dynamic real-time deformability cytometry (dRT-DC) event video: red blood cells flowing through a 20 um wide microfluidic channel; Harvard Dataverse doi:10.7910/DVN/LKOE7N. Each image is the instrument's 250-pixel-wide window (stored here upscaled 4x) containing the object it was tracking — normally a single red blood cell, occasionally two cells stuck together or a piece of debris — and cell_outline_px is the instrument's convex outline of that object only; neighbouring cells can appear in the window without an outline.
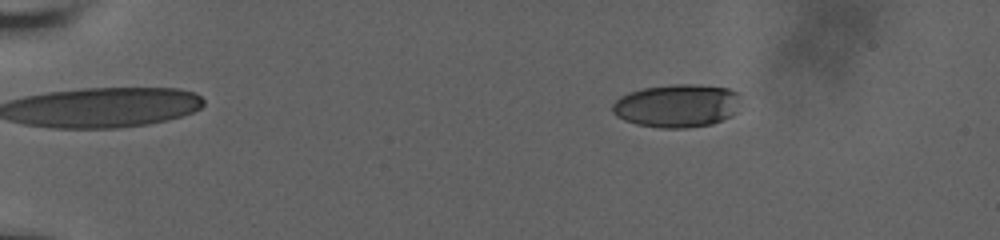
{"species": "human", "species_latin": "Homo sapiens", "temperature_condition": "room temperature", "stored_images_in_passage": 59, "camera_frame_rate_fps": 3000, "um_per_image_px": 0.085, "donor": {"sex": "male"}, "frame": {"image": 1, "passage_image": 12, "time_ms": 3.667, "image_size_px": [1000, 240], "cell_outline_px": [[740, 96], [736, 112], [732, 116], [712, 124], [684, 128], [660, 128], [636, 124], [624, 120], [616, 116], [612, 112], [612, 104], [620, 96], [628, 92], [644, 88], [672, 84], [696, 84], [728, 88], [740, 92]], "centroid_in_image_um": [57.55, 8.98], "position_along_channel_um": 27.5, "area_um2": 32.6}}
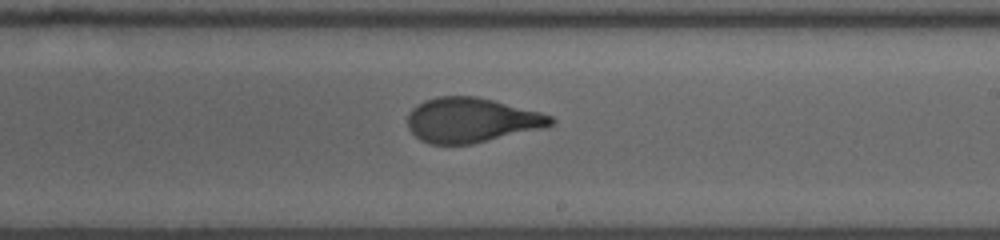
{"frame": {"image": 2, "passage_image": 38, "time_ms": 12.333, "image_size_px": [1000, 240], "cell_outline_px": [[556, 120], [552, 124], [544, 128], [472, 144], [428, 144], [420, 140], [408, 128], [408, 112], [416, 104], [424, 100], [436, 96], [476, 96], [540, 112], [552, 116]], "centroid_in_image_um": [40.04, 10.21], "position_along_channel_um": 249.0, "area_um2": 37.4}}
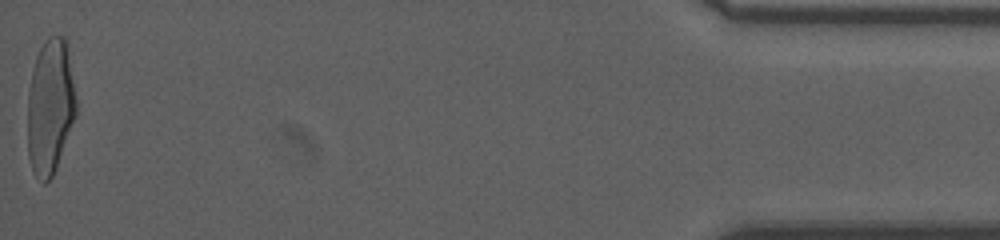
{"frame": {"image": 3, "passage_image": 59, "time_ms": 19.333, "image_size_px": [1000, 240], "cell_outline_px": [[76, 116], [56, 168], [52, 176], [44, 184], [32, 172], [28, 156], [28, 92], [32, 68], [36, 56], [40, 48], [48, 36], [64, 36], [68, 40], [76, 96]], "centroid_in_image_um": [4.28, 9.02], "position_along_channel_um": 430.9, "area_um2": 38.84}, "authors_computed_cell_mechanics": {"area_um2": 37.1076, "velocity_mm_per_s": 3.8115, "shape_relaxation_time_tau1_ms": 5.9061, "shape_relaxation_time_tau2_ms": 0.8705, "deformation_change_tau1": 0.2344, "deformation_change_tau2": 0.0844}}